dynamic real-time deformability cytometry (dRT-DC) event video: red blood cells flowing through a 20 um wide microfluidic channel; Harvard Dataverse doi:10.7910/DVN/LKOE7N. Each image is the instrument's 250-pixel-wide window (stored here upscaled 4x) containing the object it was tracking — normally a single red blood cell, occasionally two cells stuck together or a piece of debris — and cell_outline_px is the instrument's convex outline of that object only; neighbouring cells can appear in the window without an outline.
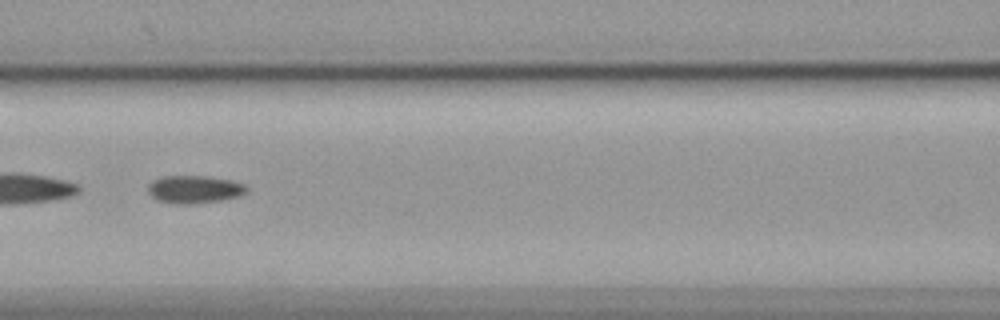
{"species": "common noctule bat (a hibernating species)", "species_latin": "Nyctalus noctula", "temperature_condition": "cold", "stored_images_in_passage": 55, "camera_frame_rate_fps": 3000, "um_per_image_px": 0.085, "animal": {"sex": "female", "body_mass_g": 19.9}, "frame": {"image": 1, "passage_image": 24, "time_ms": 7.667, "image_size_px": [1000, 320], "cell_outline_px": [[248, 188], [240, 196], [220, 200], [188, 204], [176, 204], [160, 200], [152, 196], [148, 192], [148, 184], [152, 180], [164, 176], [208, 176], [232, 180], [244, 184]], "centroid_in_image_um": [16.52, 16.08], "position_along_channel_um": 150.1, "area_um2": 15.84}, "authors_computed_cell_mechanics": {"area_um2": 15.6638, "velocity_mm_per_s": 3.5791, "shape_relaxation_time_tau1_ms": 6.819, "shape_relaxation_time_tau2_ms": 2.5361, "deformation_change_tau1": 0.141, "deformation_change_tau2": 0.0686}}